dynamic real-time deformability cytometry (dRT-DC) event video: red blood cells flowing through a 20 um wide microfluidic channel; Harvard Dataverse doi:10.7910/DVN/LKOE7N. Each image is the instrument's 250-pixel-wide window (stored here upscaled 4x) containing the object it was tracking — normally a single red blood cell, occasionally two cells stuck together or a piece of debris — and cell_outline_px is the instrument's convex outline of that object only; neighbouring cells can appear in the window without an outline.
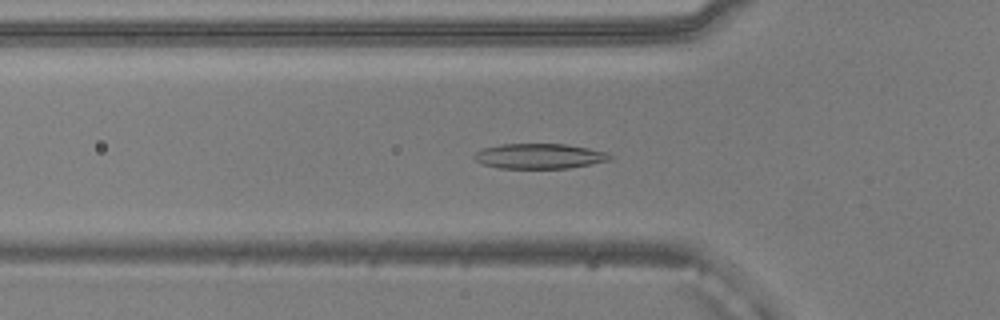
{"species": "common noctule bat (a hibernating species)", "species_latin": "Nyctalus noctula", "temperature_condition": "warm", "stored_images_in_passage": 50, "camera_frame_rate_fps": 3000, "um_per_image_px": 0.085, "animal": {"sex": "male", "body_mass_g": 20.5, "forearm_length_mm": 52.5}, "frame": {"image": 1, "passage_image": 15, "time_ms": 4.667, "image_size_px": [1000, 320], "cell_outline_px": [[616, 156], [612, 160], [568, 168], [500, 168], [480, 164], [472, 156], [476, 152], [484, 148], [500, 144], [564, 144], [588, 148], [608, 152]], "centroid_in_image_um": [45.88, 13.27], "position_along_channel_um": 79.9, "area_um2": 20.0}}
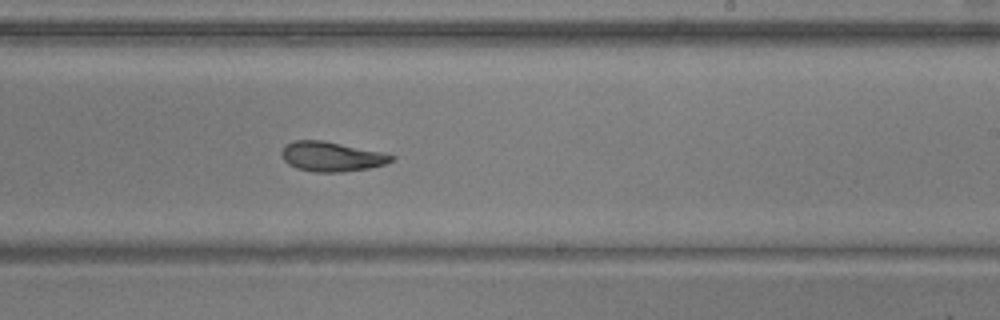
{"frame": {"image": 2, "passage_image": 29, "time_ms": 9.333, "image_size_px": [1000, 320], "cell_outline_px": [[396, 156], [392, 160], [384, 164], [368, 168], [340, 172], [316, 172], [296, 168], [288, 164], [284, 160], [280, 152], [284, 144], [292, 140], [324, 140], [384, 152]], "centroid_in_image_um": [28.15, 13.29], "position_along_channel_um": 260.9, "area_um2": 19.19}}
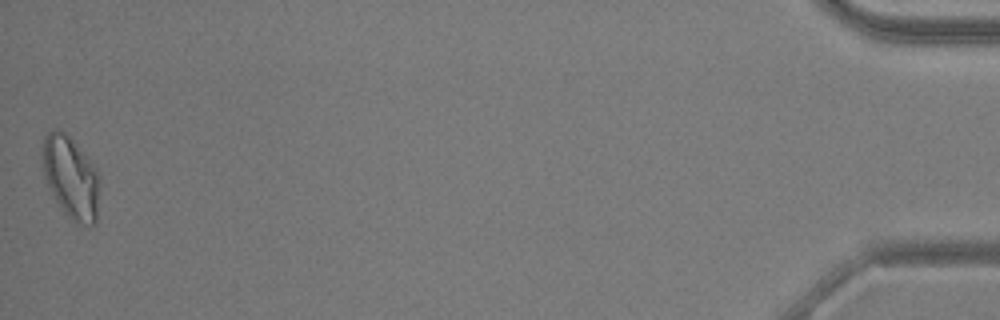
{"frame": {"image": 3, "passage_image": 50, "time_ms": 16.333, "image_size_px": [1000, 320], "cell_outline_px": [[100, 180], [96, 224], [76, 224], [64, 212], [56, 200], [44, 176], [40, 160], [40, 156], [44, 136], [52, 128], [56, 128], [64, 132], [72, 140], [96, 168], [100, 176]], "centroid_in_image_um": [6.0, 15.06], "position_along_channel_um": 429.2, "area_um2": 27.57}, "authors_computed_cell_mechanics": {"area_um2": 20.4612, "velocity_mm_per_s": 3.8569, "shape_relaxation_time_tau1_ms": 5.5982, "shape_relaxation_time_tau2_ms": 4.9268, "deformation_change_tau1": 0.1855, "deformation_change_tau2": 0.1144}}